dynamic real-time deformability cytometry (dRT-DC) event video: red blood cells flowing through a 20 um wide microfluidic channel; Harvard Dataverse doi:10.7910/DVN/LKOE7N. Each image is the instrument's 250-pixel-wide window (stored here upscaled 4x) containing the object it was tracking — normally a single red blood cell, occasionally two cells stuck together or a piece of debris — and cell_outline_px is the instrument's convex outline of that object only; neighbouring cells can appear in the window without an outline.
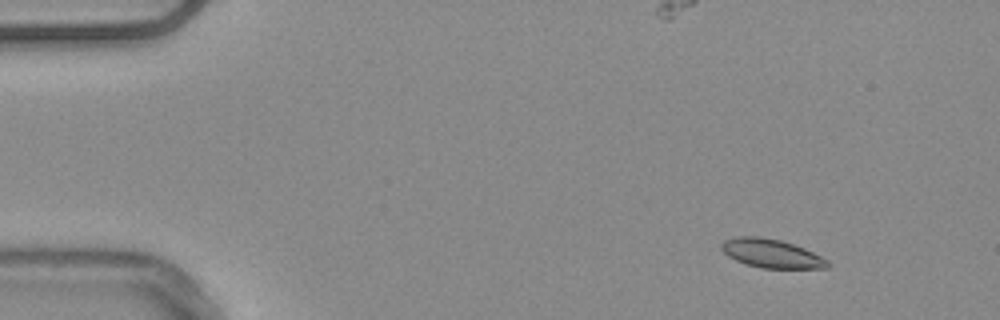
{"species": "common noctule bat (a hibernating species)", "species_latin": "Nyctalus noctula", "temperature_condition": "warm", "stored_images_in_passage": 49, "camera_frame_rate_fps": 3000, "um_per_image_px": 0.085, "animal": {"sex": "male", "body_mass_g": 20.4}, "frame": {"image": 1, "passage_image": 1, "time_ms": 0.0, "image_size_px": [1000, 320], "cell_outline_px": [[832, 264], [828, 268], [760, 268], [744, 264], [728, 256], [720, 248], [720, 244], [724, 240], [736, 236], [760, 236], [780, 240], [804, 248], [828, 260]], "centroid_in_image_um": [65.55, 21.54], "position_along_channel_um": 19.5, "area_um2": 17.86}}
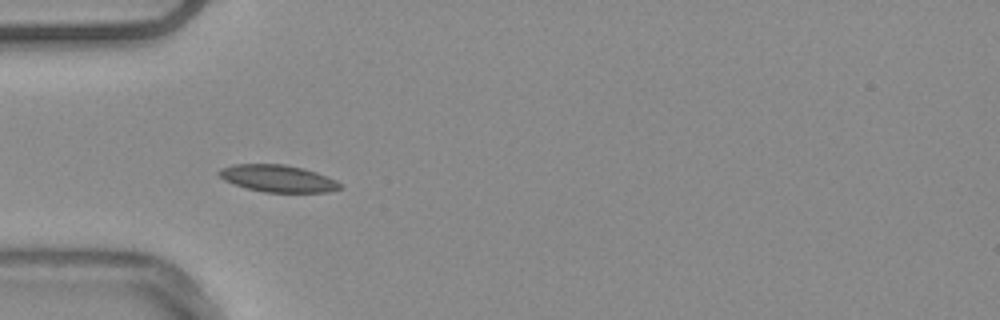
{"frame": {"image": 2, "passage_image": 12, "time_ms": 3.667, "image_size_px": [1000, 320], "cell_outline_px": [[344, 188], [328, 192], [264, 192], [248, 188], [224, 180], [216, 172], [220, 168], [232, 164], [284, 164], [304, 168], [316, 172], [336, 180]], "centroid_in_image_um": [23.62, 15.16], "position_along_channel_um": 61.4, "area_um2": 19.07}}
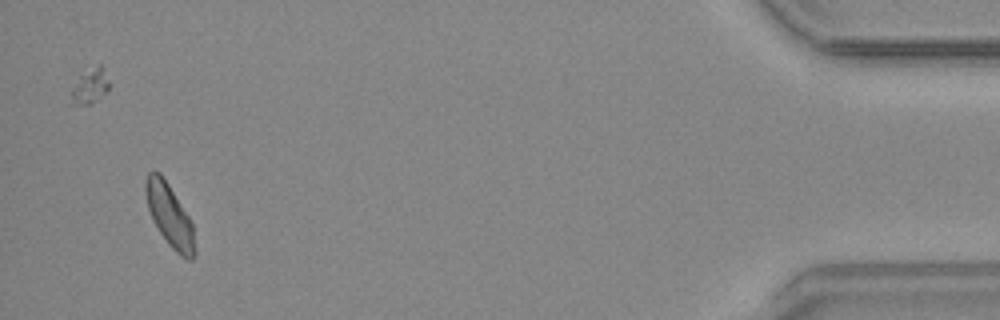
{"frame": {"image": 3, "passage_image": 47, "time_ms": 15.333, "image_size_px": [1000, 320], "cell_outline_px": [[196, 256], [192, 260], [188, 260], [180, 256], [168, 244], [152, 220], [148, 208], [144, 192], [144, 180], [148, 172], [160, 172], [168, 184], [188, 216], [192, 224], [196, 252]], "centroid_in_image_um": [14.4, 18.34], "position_along_channel_um": 420.8, "area_um2": 17.92}}